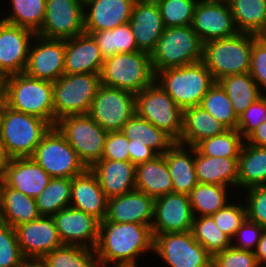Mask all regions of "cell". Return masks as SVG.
<instances>
[{"label":"cell","instance_id":"cell-1","mask_svg":"<svg viewBox=\"0 0 266 267\" xmlns=\"http://www.w3.org/2000/svg\"><path fill=\"white\" fill-rule=\"evenodd\" d=\"M154 251L151 226L137 223L100 222L95 253L99 267L137 266L141 253ZM109 264V265H108Z\"/></svg>","mask_w":266,"mask_h":267},{"label":"cell","instance_id":"cell-2","mask_svg":"<svg viewBox=\"0 0 266 267\" xmlns=\"http://www.w3.org/2000/svg\"><path fill=\"white\" fill-rule=\"evenodd\" d=\"M0 94L7 107L42 118L54 127L53 82L12 74L0 80Z\"/></svg>","mask_w":266,"mask_h":267},{"label":"cell","instance_id":"cell-3","mask_svg":"<svg viewBox=\"0 0 266 267\" xmlns=\"http://www.w3.org/2000/svg\"><path fill=\"white\" fill-rule=\"evenodd\" d=\"M257 35L237 33L203 44L202 62L218 82L221 78L250 72L251 52Z\"/></svg>","mask_w":266,"mask_h":267},{"label":"cell","instance_id":"cell-4","mask_svg":"<svg viewBox=\"0 0 266 267\" xmlns=\"http://www.w3.org/2000/svg\"><path fill=\"white\" fill-rule=\"evenodd\" d=\"M155 81L182 110L200 105L216 82L202 61L163 69L156 73Z\"/></svg>","mask_w":266,"mask_h":267},{"label":"cell","instance_id":"cell-5","mask_svg":"<svg viewBox=\"0 0 266 267\" xmlns=\"http://www.w3.org/2000/svg\"><path fill=\"white\" fill-rule=\"evenodd\" d=\"M151 54L143 51L118 53L104 59L101 84L107 87L141 92L155 82Z\"/></svg>","mask_w":266,"mask_h":267},{"label":"cell","instance_id":"cell-6","mask_svg":"<svg viewBox=\"0 0 266 267\" xmlns=\"http://www.w3.org/2000/svg\"><path fill=\"white\" fill-rule=\"evenodd\" d=\"M52 126L42 118L7 107L4 103L0 141L10 158L31 157Z\"/></svg>","mask_w":266,"mask_h":267},{"label":"cell","instance_id":"cell-7","mask_svg":"<svg viewBox=\"0 0 266 267\" xmlns=\"http://www.w3.org/2000/svg\"><path fill=\"white\" fill-rule=\"evenodd\" d=\"M203 44L191 25L165 28L151 53L155 74L163 69L202 61Z\"/></svg>","mask_w":266,"mask_h":267},{"label":"cell","instance_id":"cell-8","mask_svg":"<svg viewBox=\"0 0 266 267\" xmlns=\"http://www.w3.org/2000/svg\"><path fill=\"white\" fill-rule=\"evenodd\" d=\"M101 85L100 74H63L53 82L54 126L62 117L88 114Z\"/></svg>","mask_w":266,"mask_h":267},{"label":"cell","instance_id":"cell-9","mask_svg":"<svg viewBox=\"0 0 266 267\" xmlns=\"http://www.w3.org/2000/svg\"><path fill=\"white\" fill-rule=\"evenodd\" d=\"M55 127L76 151L80 161L90 169L101 160L107 131L88 114L68 115L57 120Z\"/></svg>","mask_w":266,"mask_h":267},{"label":"cell","instance_id":"cell-10","mask_svg":"<svg viewBox=\"0 0 266 267\" xmlns=\"http://www.w3.org/2000/svg\"><path fill=\"white\" fill-rule=\"evenodd\" d=\"M136 114L158 129L165 131L176 142L183 128V110L155 81L135 94Z\"/></svg>","mask_w":266,"mask_h":267},{"label":"cell","instance_id":"cell-11","mask_svg":"<svg viewBox=\"0 0 266 267\" xmlns=\"http://www.w3.org/2000/svg\"><path fill=\"white\" fill-rule=\"evenodd\" d=\"M31 158L52 178H73L87 169L55 126L43 136Z\"/></svg>","mask_w":266,"mask_h":267},{"label":"cell","instance_id":"cell-12","mask_svg":"<svg viewBox=\"0 0 266 267\" xmlns=\"http://www.w3.org/2000/svg\"><path fill=\"white\" fill-rule=\"evenodd\" d=\"M154 251L170 267H212L213 256L192 231L154 235Z\"/></svg>","mask_w":266,"mask_h":267},{"label":"cell","instance_id":"cell-13","mask_svg":"<svg viewBox=\"0 0 266 267\" xmlns=\"http://www.w3.org/2000/svg\"><path fill=\"white\" fill-rule=\"evenodd\" d=\"M136 113L135 93L100 85L88 115L107 132L121 131Z\"/></svg>","mask_w":266,"mask_h":267},{"label":"cell","instance_id":"cell-14","mask_svg":"<svg viewBox=\"0 0 266 267\" xmlns=\"http://www.w3.org/2000/svg\"><path fill=\"white\" fill-rule=\"evenodd\" d=\"M83 32L82 0H46L44 20L36 35L47 39H68Z\"/></svg>","mask_w":266,"mask_h":267},{"label":"cell","instance_id":"cell-15","mask_svg":"<svg viewBox=\"0 0 266 267\" xmlns=\"http://www.w3.org/2000/svg\"><path fill=\"white\" fill-rule=\"evenodd\" d=\"M20 251L28 262H38L46 254L63 246L52 216L22 223L15 227Z\"/></svg>","mask_w":266,"mask_h":267},{"label":"cell","instance_id":"cell-16","mask_svg":"<svg viewBox=\"0 0 266 267\" xmlns=\"http://www.w3.org/2000/svg\"><path fill=\"white\" fill-rule=\"evenodd\" d=\"M35 35L27 28L0 19V80L12 74L24 73Z\"/></svg>","mask_w":266,"mask_h":267},{"label":"cell","instance_id":"cell-17","mask_svg":"<svg viewBox=\"0 0 266 267\" xmlns=\"http://www.w3.org/2000/svg\"><path fill=\"white\" fill-rule=\"evenodd\" d=\"M33 41L24 73L31 78L56 81L64 74L65 39L35 35Z\"/></svg>","mask_w":266,"mask_h":267},{"label":"cell","instance_id":"cell-18","mask_svg":"<svg viewBox=\"0 0 266 267\" xmlns=\"http://www.w3.org/2000/svg\"><path fill=\"white\" fill-rule=\"evenodd\" d=\"M193 220L189 195L171 192L155 199L153 235L191 231Z\"/></svg>","mask_w":266,"mask_h":267},{"label":"cell","instance_id":"cell-19","mask_svg":"<svg viewBox=\"0 0 266 267\" xmlns=\"http://www.w3.org/2000/svg\"><path fill=\"white\" fill-rule=\"evenodd\" d=\"M52 217L63 245L95 249L99 237L98 219L71 206Z\"/></svg>","mask_w":266,"mask_h":267},{"label":"cell","instance_id":"cell-20","mask_svg":"<svg viewBox=\"0 0 266 267\" xmlns=\"http://www.w3.org/2000/svg\"><path fill=\"white\" fill-rule=\"evenodd\" d=\"M191 26L203 43L239 33L228 3L199 0Z\"/></svg>","mask_w":266,"mask_h":267},{"label":"cell","instance_id":"cell-21","mask_svg":"<svg viewBox=\"0 0 266 267\" xmlns=\"http://www.w3.org/2000/svg\"><path fill=\"white\" fill-rule=\"evenodd\" d=\"M128 23L137 49L151 54L165 29L156 0H136Z\"/></svg>","mask_w":266,"mask_h":267},{"label":"cell","instance_id":"cell-22","mask_svg":"<svg viewBox=\"0 0 266 267\" xmlns=\"http://www.w3.org/2000/svg\"><path fill=\"white\" fill-rule=\"evenodd\" d=\"M155 199L137 189L107 201L105 219L101 222L137 223L151 226Z\"/></svg>","mask_w":266,"mask_h":267},{"label":"cell","instance_id":"cell-23","mask_svg":"<svg viewBox=\"0 0 266 267\" xmlns=\"http://www.w3.org/2000/svg\"><path fill=\"white\" fill-rule=\"evenodd\" d=\"M136 0H85L84 32L114 29L130 21Z\"/></svg>","mask_w":266,"mask_h":267},{"label":"cell","instance_id":"cell-24","mask_svg":"<svg viewBox=\"0 0 266 267\" xmlns=\"http://www.w3.org/2000/svg\"><path fill=\"white\" fill-rule=\"evenodd\" d=\"M104 58L92 34L65 39L64 74H100Z\"/></svg>","mask_w":266,"mask_h":267},{"label":"cell","instance_id":"cell-25","mask_svg":"<svg viewBox=\"0 0 266 267\" xmlns=\"http://www.w3.org/2000/svg\"><path fill=\"white\" fill-rule=\"evenodd\" d=\"M52 177L31 157L11 158L2 181L30 197H37Z\"/></svg>","mask_w":266,"mask_h":267},{"label":"cell","instance_id":"cell-26","mask_svg":"<svg viewBox=\"0 0 266 267\" xmlns=\"http://www.w3.org/2000/svg\"><path fill=\"white\" fill-rule=\"evenodd\" d=\"M108 198L100 187L96 175L86 169L72 178L70 206L92 215L100 222L105 219Z\"/></svg>","mask_w":266,"mask_h":267},{"label":"cell","instance_id":"cell-27","mask_svg":"<svg viewBox=\"0 0 266 267\" xmlns=\"http://www.w3.org/2000/svg\"><path fill=\"white\" fill-rule=\"evenodd\" d=\"M90 170L108 199L135 189L136 166L130 161L101 159Z\"/></svg>","mask_w":266,"mask_h":267},{"label":"cell","instance_id":"cell-28","mask_svg":"<svg viewBox=\"0 0 266 267\" xmlns=\"http://www.w3.org/2000/svg\"><path fill=\"white\" fill-rule=\"evenodd\" d=\"M239 157H210L194 147V167L198 183L237 187ZM229 184V185H228Z\"/></svg>","mask_w":266,"mask_h":267},{"label":"cell","instance_id":"cell-29","mask_svg":"<svg viewBox=\"0 0 266 267\" xmlns=\"http://www.w3.org/2000/svg\"><path fill=\"white\" fill-rule=\"evenodd\" d=\"M40 216L35 198L0 181V222L15 228Z\"/></svg>","mask_w":266,"mask_h":267},{"label":"cell","instance_id":"cell-30","mask_svg":"<svg viewBox=\"0 0 266 267\" xmlns=\"http://www.w3.org/2000/svg\"><path fill=\"white\" fill-rule=\"evenodd\" d=\"M186 147L175 142L164 155L172 178L173 192L189 195L198 181L194 167V147Z\"/></svg>","mask_w":266,"mask_h":267},{"label":"cell","instance_id":"cell-31","mask_svg":"<svg viewBox=\"0 0 266 267\" xmlns=\"http://www.w3.org/2000/svg\"><path fill=\"white\" fill-rule=\"evenodd\" d=\"M228 130L202 107L195 106L183 110V128L177 141L185 146L195 147L204 139Z\"/></svg>","mask_w":266,"mask_h":267},{"label":"cell","instance_id":"cell-32","mask_svg":"<svg viewBox=\"0 0 266 267\" xmlns=\"http://www.w3.org/2000/svg\"><path fill=\"white\" fill-rule=\"evenodd\" d=\"M135 189L153 199L173 192L165 155H157L153 160L136 165Z\"/></svg>","mask_w":266,"mask_h":267},{"label":"cell","instance_id":"cell-33","mask_svg":"<svg viewBox=\"0 0 266 267\" xmlns=\"http://www.w3.org/2000/svg\"><path fill=\"white\" fill-rule=\"evenodd\" d=\"M266 185V147L246 141L238 158L237 188Z\"/></svg>","mask_w":266,"mask_h":267},{"label":"cell","instance_id":"cell-34","mask_svg":"<svg viewBox=\"0 0 266 267\" xmlns=\"http://www.w3.org/2000/svg\"><path fill=\"white\" fill-rule=\"evenodd\" d=\"M121 132L129 140L143 143L158 155H164L176 142L165 131L158 129L136 113L123 125Z\"/></svg>","mask_w":266,"mask_h":267},{"label":"cell","instance_id":"cell-35","mask_svg":"<svg viewBox=\"0 0 266 267\" xmlns=\"http://www.w3.org/2000/svg\"><path fill=\"white\" fill-rule=\"evenodd\" d=\"M228 4L239 33L260 36L266 31V0H231Z\"/></svg>","mask_w":266,"mask_h":267},{"label":"cell","instance_id":"cell-36","mask_svg":"<svg viewBox=\"0 0 266 267\" xmlns=\"http://www.w3.org/2000/svg\"><path fill=\"white\" fill-rule=\"evenodd\" d=\"M218 83L231 100L237 116L262 96L259 86L250 73L229 75L221 78Z\"/></svg>","mask_w":266,"mask_h":267},{"label":"cell","instance_id":"cell-37","mask_svg":"<svg viewBox=\"0 0 266 267\" xmlns=\"http://www.w3.org/2000/svg\"><path fill=\"white\" fill-rule=\"evenodd\" d=\"M227 186L198 183L190 192L189 200L194 217L209 216L228 204Z\"/></svg>","mask_w":266,"mask_h":267},{"label":"cell","instance_id":"cell-38","mask_svg":"<svg viewBox=\"0 0 266 267\" xmlns=\"http://www.w3.org/2000/svg\"><path fill=\"white\" fill-rule=\"evenodd\" d=\"M72 178H52L40 195L35 197L41 216H53L70 206Z\"/></svg>","mask_w":266,"mask_h":267},{"label":"cell","instance_id":"cell-39","mask_svg":"<svg viewBox=\"0 0 266 267\" xmlns=\"http://www.w3.org/2000/svg\"><path fill=\"white\" fill-rule=\"evenodd\" d=\"M39 262L44 267H99L95 249L71 245L54 249Z\"/></svg>","mask_w":266,"mask_h":267},{"label":"cell","instance_id":"cell-40","mask_svg":"<svg viewBox=\"0 0 266 267\" xmlns=\"http://www.w3.org/2000/svg\"><path fill=\"white\" fill-rule=\"evenodd\" d=\"M103 58L118 53H132L139 51L129 23L117 26L114 29L93 32Z\"/></svg>","mask_w":266,"mask_h":267},{"label":"cell","instance_id":"cell-41","mask_svg":"<svg viewBox=\"0 0 266 267\" xmlns=\"http://www.w3.org/2000/svg\"><path fill=\"white\" fill-rule=\"evenodd\" d=\"M12 13L3 21L27 28L35 34L41 29L46 9V0H11Z\"/></svg>","mask_w":266,"mask_h":267},{"label":"cell","instance_id":"cell-42","mask_svg":"<svg viewBox=\"0 0 266 267\" xmlns=\"http://www.w3.org/2000/svg\"><path fill=\"white\" fill-rule=\"evenodd\" d=\"M191 231L194 239L212 256L232 246V239L216 226L211 215L194 217Z\"/></svg>","mask_w":266,"mask_h":267},{"label":"cell","instance_id":"cell-43","mask_svg":"<svg viewBox=\"0 0 266 267\" xmlns=\"http://www.w3.org/2000/svg\"><path fill=\"white\" fill-rule=\"evenodd\" d=\"M216 118L227 129H236L238 116L231 100L218 82L207 91L199 105Z\"/></svg>","mask_w":266,"mask_h":267},{"label":"cell","instance_id":"cell-44","mask_svg":"<svg viewBox=\"0 0 266 267\" xmlns=\"http://www.w3.org/2000/svg\"><path fill=\"white\" fill-rule=\"evenodd\" d=\"M236 129H228L224 133L199 142L195 148L210 157H239L244 141Z\"/></svg>","mask_w":266,"mask_h":267},{"label":"cell","instance_id":"cell-45","mask_svg":"<svg viewBox=\"0 0 266 267\" xmlns=\"http://www.w3.org/2000/svg\"><path fill=\"white\" fill-rule=\"evenodd\" d=\"M199 0H156L165 28L190 26Z\"/></svg>","mask_w":266,"mask_h":267},{"label":"cell","instance_id":"cell-46","mask_svg":"<svg viewBox=\"0 0 266 267\" xmlns=\"http://www.w3.org/2000/svg\"><path fill=\"white\" fill-rule=\"evenodd\" d=\"M15 228L0 222V267H25Z\"/></svg>","mask_w":266,"mask_h":267},{"label":"cell","instance_id":"cell-47","mask_svg":"<svg viewBox=\"0 0 266 267\" xmlns=\"http://www.w3.org/2000/svg\"><path fill=\"white\" fill-rule=\"evenodd\" d=\"M211 216L216 226L233 240L237 230L247 218L246 206L244 203L230 202Z\"/></svg>","mask_w":266,"mask_h":267},{"label":"cell","instance_id":"cell-48","mask_svg":"<svg viewBox=\"0 0 266 267\" xmlns=\"http://www.w3.org/2000/svg\"><path fill=\"white\" fill-rule=\"evenodd\" d=\"M266 121V94L254 101L238 116L236 130L246 139L260 124Z\"/></svg>","mask_w":266,"mask_h":267},{"label":"cell","instance_id":"cell-49","mask_svg":"<svg viewBox=\"0 0 266 267\" xmlns=\"http://www.w3.org/2000/svg\"><path fill=\"white\" fill-rule=\"evenodd\" d=\"M246 190L245 206L247 219L266 229V185L253 186Z\"/></svg>","mask_w":266,"mask_h":267},{"label":"cell","instance_id":"cell-50","mask_svg":"<svg viewBox=\"0 0 266 267\" xmlns=\"http://www.w3.org/2000/svg\"><path fill=\"white\" fill-rule=\"evenodd\" d=\"M212 267H260L252 251L240 250L233 246L213 256Z\"/></svg>","mask_w":266,"mask_h":267},{"label":"cell","instance_id":"cell-51","mask_svg":"<svg viewBox=\"0 0 266 267\" xmlns=\"http://www.w3.org/2000/svg\"><path fill=\"white\" fill-rule=\"evenodd\" d=\"M249 73L259 86L262 95H265L264 91H266V42L260 36H258L253 42ZM263 89L265 90L263 91Z\"/></svg>","mask_w":266,"mask_h":267},{"label":"cell","instance_id":"cell-52","mask_svg":"<svg viewBox=\"0 0 266 267\" xmlns=\"http://www.w3.org/2000/svg\"><path fill=\"white\" fill-rule=\"evenodd\" d=\"M128 138L121 131L108 132L101 159L129 161Z\"/></svg>","mask_w":266,"mask_h":267},{"label":"cell","instance_id":"cell-53","mask_svg":"<svg viewBox=\"0 0 266 267\" xmlns=\"http://www.w3.org/2000/svg\"><path fill=\"white\" fill-rule=\"evenodd\" d=\"M264 229L265 228H263L262 226L249 221L246 218L245 221L241 224L240 228L237 230L234 236L235 239L237 237V240H232V246L240 250L254 252L259 240L261 239Z\"/></svg>","mask_w":266,"mask_h":267},{"label":"cell","instance_id":"cell-54","mask_svg":"<svg viewBox=\"0 0 266 267\" xmlns=\"http://www.w3.org/2000/svg\"><path fill=\"white\" fill-rule=\"evenodd\" d=\"M129 161L135 166L153 160L158 154L150 147L140 142L128 139Z\"/></svg>","mask_w":266,"mask_h":267},{"label":"cell","instance_id":"cell-55","mask_svg":"<svg viewBox=\"0 0 266 267\" xmlns=\"http://www.w3.org/2000/svg\"><path fill=\"white\" fill-rule=\"evenodd\" d=\"M245 141L251 145L266 147V121L260 124Z\"/></svg>","mask_w":266,"mask_h":267},{"label":"cell","instance_id":"cell-56","mask_svg":"<svg viewBox=\"0 0 266 267\" xmlns=\"http://www.w3.org/2000/svg\"><path fill=\"white\" fill-rule=\"evenodd\" d=\"M260 267H266V229L262 233L261 239L259 240L257 247L254 251Z\"/></svg>","mask_w":266,"mask_h":267},{"label":"cell","instance_id":"cell-57","mask_svg":"<svg viewBox=\"0 0 266 267\" xmlns=\"http://www.w3.org/2000/svg\"><path fill=\"white\" fill-rule=\"evenodd\" d=\"M10 157L8 156L5 147L3 146L2 142L0 141V181L2 180L5 170L8 166L10 161Z\"/></svg>","mask_w":266,"mask_h":267},{"label":"cell","instance_id":"cell-58","mask_svg":"<svg viewBox=\"0 0 266 267\" xmlns=\"http://www.w3.org/2000/svg\"><path fill=\"white\" fill-rule=\"evenodd\" d=\"M25 267H44L39 261L38 262H27Z\"/></svg>","mask_w":266,"mask_h":267},{"label":"cell","instance_id":"cell-59","mask_svg":"<svg viewBox=\"0 0 266 267\" xmlns=\"http://www.w3.org/2000/svg\"><path fill=\"white\" fill-rule=\"evenodd\" d=\"M3 107H4V100L0 94V123H1V116H2V113H3Z\"/></svg>","mask_w":266,"mask_h":267},{"label":"cell","instance_id":"cell-60","mask_svg":"<svg viewBox=\"0 0 266 267\" xmlns=\"http://www.w3.org/2000/svg\"><path fill=\"white\" fill-rule=\"evenodd\" d=\"M207 2L229 3L231 0H203Z\"/></svg>","mask_w":266,"mask_h":267},{"label":"cell","instance_id":"cell-61","mask_svg":"<svg viewBox=\"0 0 266 267\" xmlns=\"http://www.w3.org/2000/svg\"><path fill=\"white\" fill-rule=\"evenodd\" d=\"M260 37L266 42V31H264Z\"/></svg>","mask_w":266,"mask_h":267},{"label":"cell","instance_id":"cell-62","mask_svg":"<svg viewBox=\"0 0 266 267\" xmlns=\"http://www.w3.org/2000/svg\"><path fill=\"white\" fill-rule=\"evenodd\" d=\"M112 267H137V266H113L111 265ZM109 267V266H108Z\"/></svg>","mask_w":266,"mask_h":267}]
</instances>
